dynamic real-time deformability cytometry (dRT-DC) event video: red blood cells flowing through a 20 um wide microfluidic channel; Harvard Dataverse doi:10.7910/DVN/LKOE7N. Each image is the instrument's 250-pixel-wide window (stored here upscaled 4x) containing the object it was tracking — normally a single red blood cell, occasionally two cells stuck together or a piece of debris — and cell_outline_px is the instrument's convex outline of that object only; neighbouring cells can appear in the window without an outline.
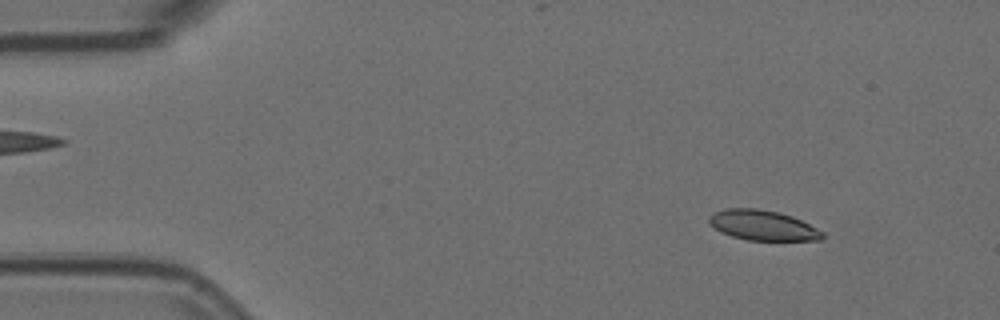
{"species": "Egyptian fruit bat (a non-hibernating species)", "species_latin": "Rousettus aegyptiacus", "temperature_condition": "room temperature", "stored_images_in_passage": 57, "segment_of_instrument_passage": [1, 2], "camera_frame_rate_fps": 3000, "um_per_image_px": 0.085, "animal": {"sex": "female"}, "frame": {"image": 1, "passage_image": 6, "time_ms": 1.667, "image_size_px": [1000, 320], "cell_outline_px": [[824, 236], [820, 240], [748, 240], [732, 236], [720, 232], [708, 224], [708, 216], [712, 212], [724, 208], [756, 208], [776, 212], [792, 216], [824, 232]], "centroid_in_image_um": [64.76, 19.14], "position_along_channel_um": 20.2, "area_um2": 19.94}}
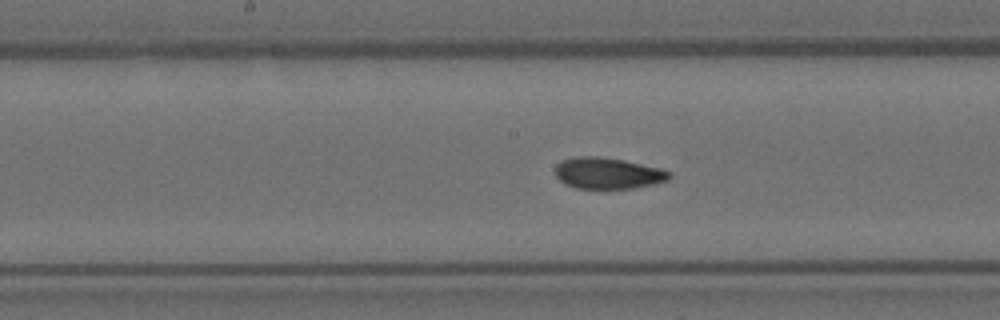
{"frame": {"image": 2, "passage_image": 28, "time_ms": 9.0, "image_size_px": [1000, 320], "cell_outline_px": [[672, 176], [668, 180], [652, 184], [632, 188], [576, 188], [564, 184], [556, 176], [556, 164], [564, 160], [576, 156], [596, 156], [624, 160], [664, 168], [672, 172]], "centroid_in_image_um": [51.71, 14.71], "position_along_channel_um": 196.5, "area_um2": 20.87}}
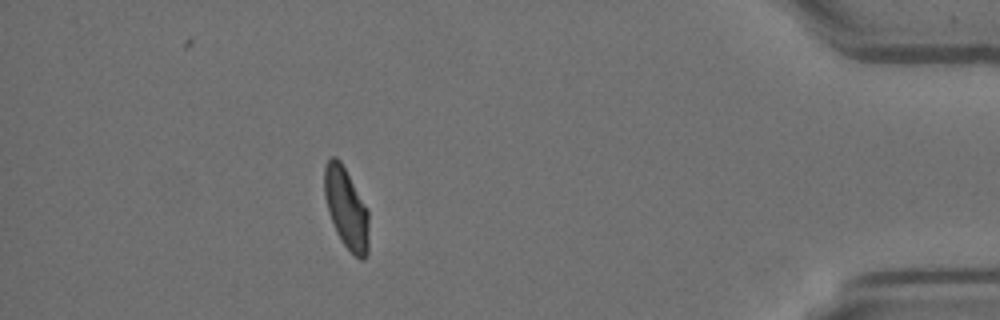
{"frame": {"image": 3, "passage_image": 50, "time_ms": 16.333, "image_size_px": [1000, 320], "cell_outline_px": [[368, 252], [364, 260], [360, 260], [344, 244], [336, 232], [324, 196], [324, 168], [328, 160], [332, 156], [336, 156], [340, 160], [368, 208]], "centroid_in_image_um": [29.44, 17.68], "position_along_channel_um": 405.8, "area_um2": 20.75}}